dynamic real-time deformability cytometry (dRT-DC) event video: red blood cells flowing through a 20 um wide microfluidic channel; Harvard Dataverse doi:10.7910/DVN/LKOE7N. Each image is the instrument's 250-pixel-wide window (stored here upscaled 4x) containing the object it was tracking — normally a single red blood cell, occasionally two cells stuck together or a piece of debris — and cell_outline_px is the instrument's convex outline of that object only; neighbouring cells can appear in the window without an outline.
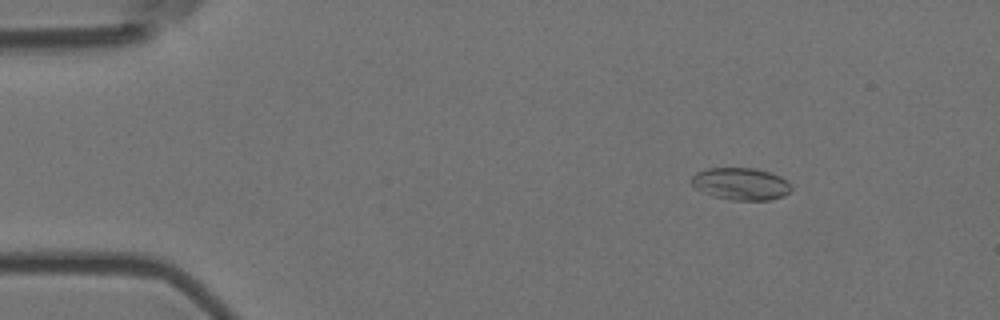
{"species": "Egyptian fruit bat (a non-hibernating species)", "species_latin": "Rousettus aegyptiacus", "temperature_condition": "room temperature", "stored_images_in_passage": 52, "camera_frame_rate_fps": 3000, "um_per_image_px": 0.085, "animal": {"sex": "female"}, "frame": {"image": 1, "passage_image": 3, "time_ms": 0.667, "image_size_px": [1000, 320], "cell_outline_px": [[792, 188], [784, 196], [768, 200], [732, 200], [712, 196], [696, 188], [692, 184], [692, 176], [696, 172], [708, 168], [756, 168], [780, 176], [788, 180], [792, 184]], "centroid_in_image_um": [63.0, 15.62], "position_along_channel_um": 22.0, "area_um2": 18.79}}
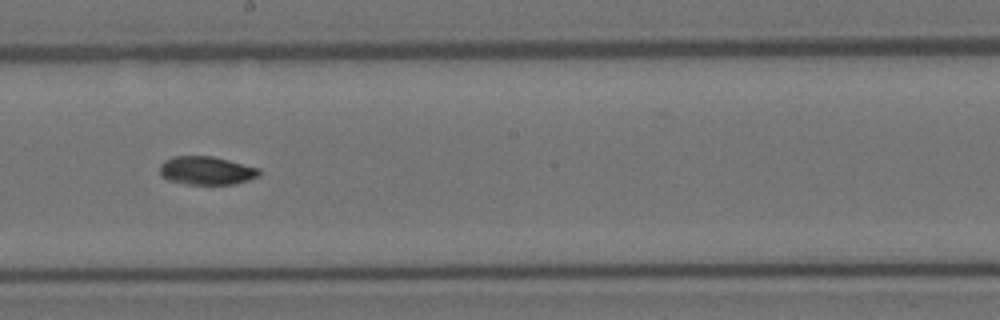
{"frame": {"image": 2, "passage_image": 27, "time_ms": 8.667, "image_size_px": [1000, 320], "cell_outline_px": [[260, 176], [236, 184], [184, 184], [168, 180], [160, 176], [160, 164], [164, 160], [172, 156], [212, 156], [260, 168]], "centroid_in_image_um": [17.53, 14.5], "position_along_channel_um": 230.7, "area_um2": 16.59}}
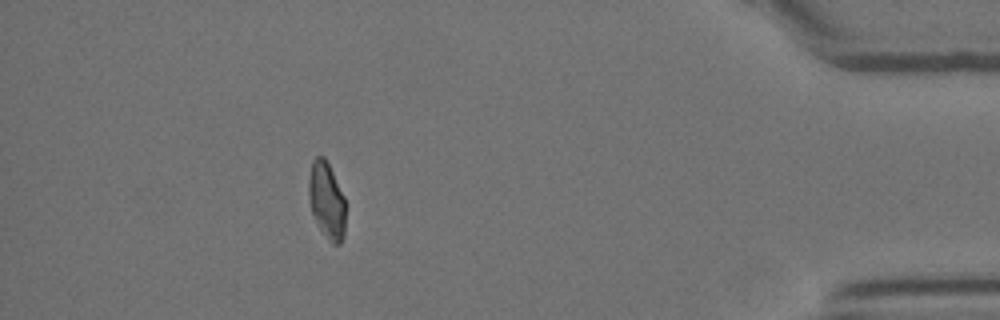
{"frame": {"image": 3, "passage_image": 46, "time_ms": 15.0, "image_size_px": [1000, 320], "cell_outline_px": [[344, 236], [340, 244], [332, 244], [320, 228], [312, 212], [308, 196], [308, 180], [312, 160], [316, 156], [324, 156], [344, 196]], "centroid_in_image_um": [27.75, 17.01], "position_along_channel_um": 407.5, "area_um2": 16.18}}